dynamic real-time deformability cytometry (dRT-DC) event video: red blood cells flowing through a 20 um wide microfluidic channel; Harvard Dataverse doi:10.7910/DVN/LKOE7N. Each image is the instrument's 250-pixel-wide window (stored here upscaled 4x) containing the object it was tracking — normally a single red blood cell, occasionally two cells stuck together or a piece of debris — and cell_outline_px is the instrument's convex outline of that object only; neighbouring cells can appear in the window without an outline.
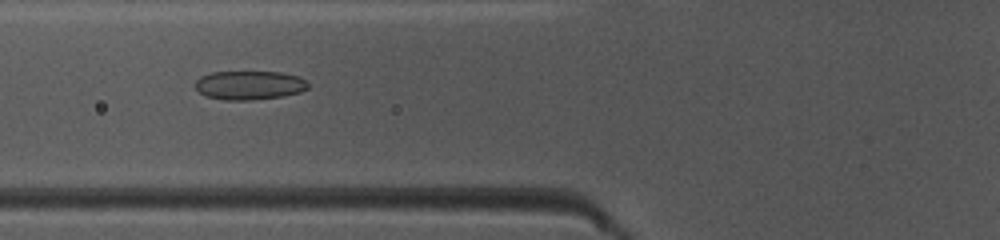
{"species": "common noctule bat (a hibernating species)", "species_latin": "Nyctalus noctula", "temperature_condition": "warm", "stored_images_in_passage": 44, "camera_frame_rate_fps": 3000, "um_per_image_px": 0.085, "animal": {"sex": "female", "body_mass_g": 10.0, "forearm_length_mm": 53.1}, "frame": {"image": 1, "passage_image": 14, "time_ms": 4.333, "image_size_px": [1000, 240], "cell_outline_px": [[308, 88], [300, 92], [284, 96], [252, 100], [224, 100], [208, 96], [200, 92], [196, 88], [196, 80], [200, 76], [212, 72], [280, 72], [296, 76], [304, 80], [308, 84]], "centroid_in_image_um": [21.19, 7.24], "position_along_channel_um": 104.6, "area_um2": 18.84}}
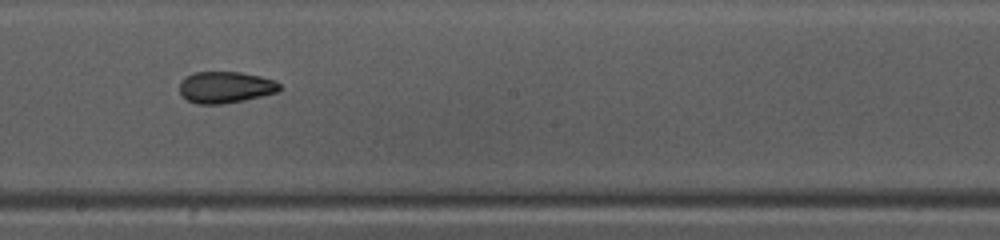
{"frame": {"image": 2, "passage_image": 23, "time_ms": 7.333, "image_size_px": [1000, 240], "cell_outline_px": [[280, 92], [244, 100], [220, 104], [196, 104], [188, 100], [180, 92], [180, 80], [184, 76], [196, 72], [240, 72], [260, 76], [276, 80], [280, 84]], "centroid_in_image_um": [19.18, 7.41], "position_along_channel_um": 229.0, "area_um2": 18.5}}
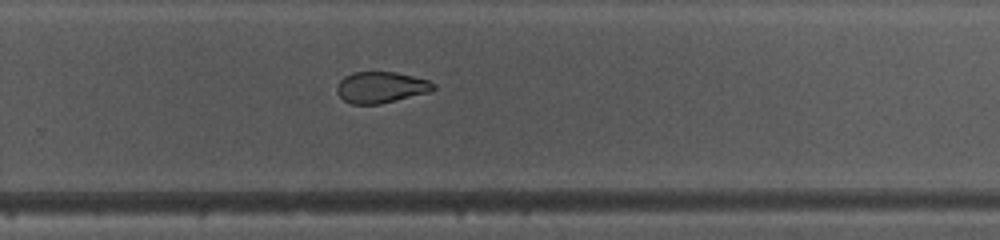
{"frame": {"image": 3, "passage_image": 28, "time_ms": 9.0, "image_size_px": [1000, 240], "cell_outline_px": [[436, 88], [428, 92], [380, 104], [352, 104], [344, 100], [336, 92], [336, 88], [340, 80], [344, 76], [352, 72], [396, 72], [428, 80], [436, 84]], "centroid_in_image_um": [32.36, 7.42], "position_along_channel_um": 297.4, "area_um2": 17.51}, "authors_computed_cell_mechanics": {"area_um2": 19.941, "velocity_mm_per_s": 4.1273, "shape_relaxation_time_tau1_ms": null, "shape_relaxation_time_tau2_ms": 1.9416, "deformation_change_tau1": null, "deformation_change_tau2": 0.0801}}